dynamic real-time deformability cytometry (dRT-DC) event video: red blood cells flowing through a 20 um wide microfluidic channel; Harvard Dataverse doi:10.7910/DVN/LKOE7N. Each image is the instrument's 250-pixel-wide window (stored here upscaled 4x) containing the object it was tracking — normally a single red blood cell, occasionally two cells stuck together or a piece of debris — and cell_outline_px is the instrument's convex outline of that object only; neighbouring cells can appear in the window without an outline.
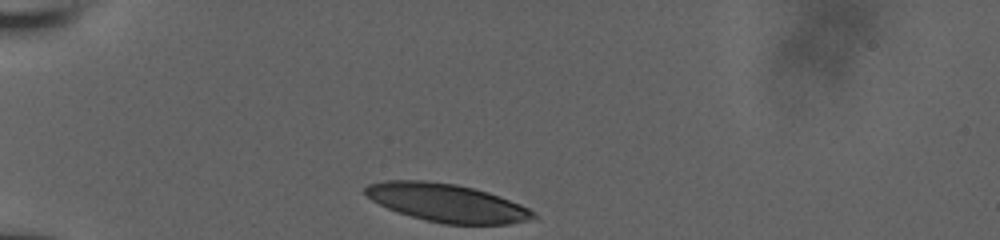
{"species": "human", "species_latin": "Homo sapiens", "temperature_condition": "room temperature", "stored_images_in_passage": 6, "camera_frame_rate_fps": 3000, "um_per_image_px": 0.085, "donor": {"sex": "male"}, "frame": {"image": 1, "passage_image": 1, "time_ms": 0.0, "image_size_px": [1000, 240], "cell_outline_px": [[536, 216], [524, 220], [508, 224], [444, 224], [412, 216], [388, 208], [372, 200], [364, 192], [364, 188], [368, 184], [384, 180], [424, 180], [456, 184], [488, 192], [520, 204], [528, 208]], "centroid_in_image_um": [37.93, 17.22], "position_along_channel_um": 47.1, "area_um2": 36.76}}
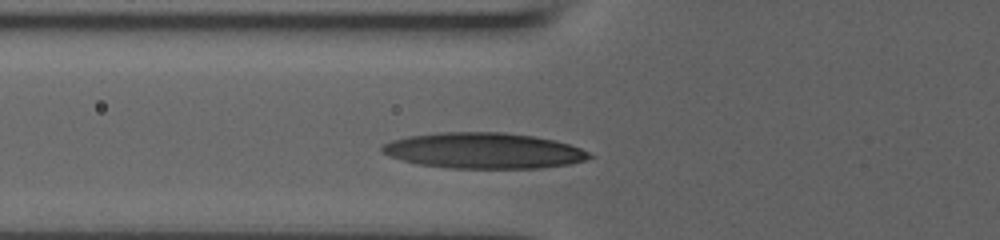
{"frame": {"image": 2, "passage_image": 4, "time_ms": 2.0, "image_size_px": [1000, 240], "cell_outline_px": [[596, 156], [588, 160], [568, 164], [540, 168], [448, 168], [416, 164], [400, 160], [388, 156], [380, 152], [380, 144], [392, 140], [408, 136], [444, 132], [504, 132], [532, 136], [556, 140], [580, 148]], "centroid_in_image_um": [41.08, 12.81], "position_along_channel_um": 84.7, "area_um2": 43.58}}
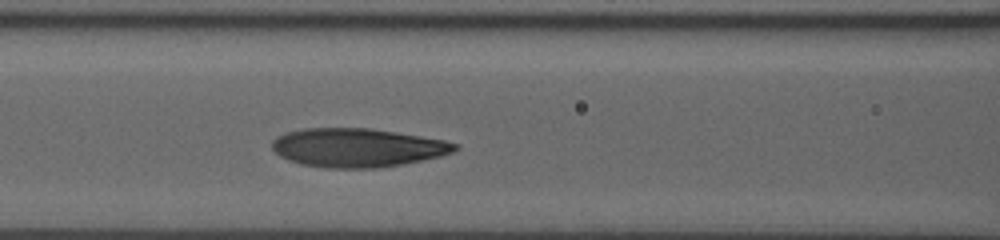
{"frame": {"image": 3, "passage_image": 6, "time_ms": 3.333, "image_size_px": [1000, 240], "cell_outline_px": [[460, 148], [452, 152], [440, 156], [404, 164], [376, 168], [324, 168], [300, 164], [288, 160], [280, 156], [272, 148], [272, 140], [276, 136], [284, 132], [304, 128], [368, 128], [396, 132], [444, 140], [456, 144]], "centroid_in_image_um": [30.33, 12.55], "position_along_channel_um": 136.3, "area_um2": 41.38}}